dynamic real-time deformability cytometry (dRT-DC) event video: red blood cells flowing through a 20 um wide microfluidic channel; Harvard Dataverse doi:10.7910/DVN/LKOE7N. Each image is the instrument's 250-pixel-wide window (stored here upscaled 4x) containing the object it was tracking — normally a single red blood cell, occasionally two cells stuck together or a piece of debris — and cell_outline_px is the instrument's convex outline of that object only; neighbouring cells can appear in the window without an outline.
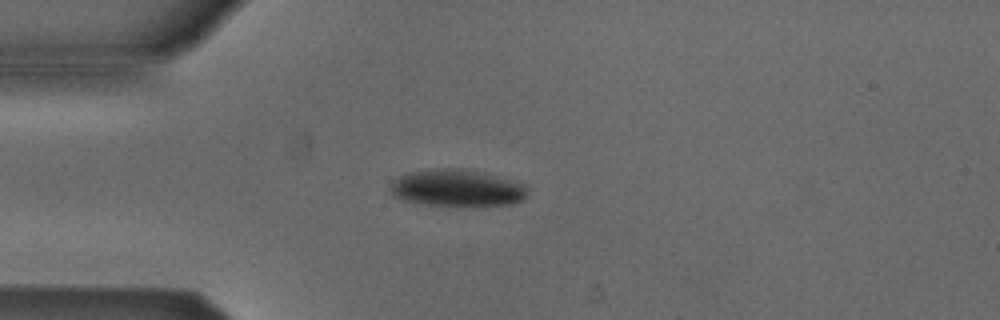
{"species": "Egyptian fruit bat (a non-hibernating species)", "species_latin": "Rousettus aegyptiacus", "temperature_condition": "cold", "stored_images_in_passage": 40, "camera_frame_rate_fps": 3000, "um_per_image_px": 0.085, "animal": {"sex": "male"}, "frame": {"image": 1, "passage_image": 1, "time_ms": 0.0, "image_size_px": [1000, 320], "cell_outline_px": [[528, 192], [524, 200], [512, 204], [432, 204], [404, 200], [396, 196], [392, 192], [392, 184], [400, 176], [408, 172], [436, 168], [468, 168], [484, 172], [524, 184]], "centroid_in_image_um": [38.9, 15.94], "position_along_channel_um": 46.1, "area_um2": 28.78}}
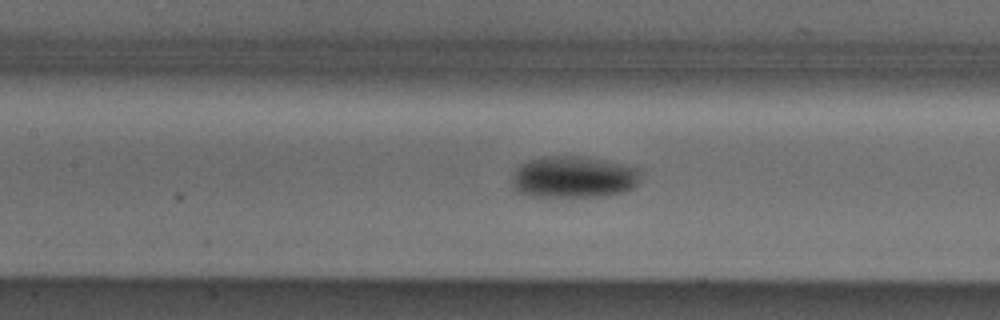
{"frame": {"image": 2, "passage_image": 11, "time_ms": 3.333, "image_size_px": [1000, 320], "cell_outline_px": [[644, 168], [640, 180], [632, 188], [624, 192], [604, 196], [532, 196], [520, 192], [516, 188], [512, 180], [516, 168], [520, 164], [528, 160], [540, 156], [580, 156], [604, 160]], "centroid_in_image_um": [48.83, 15.03], "position_along_channel_um": 158.6, "area_um2": 31.5}}
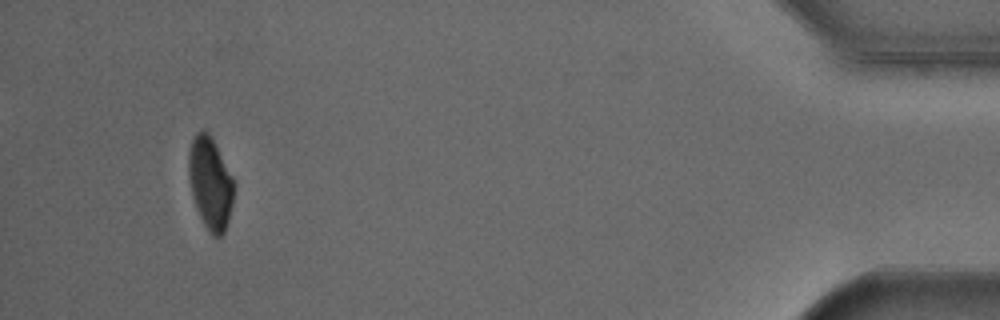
{"frame": {"image": 3, "passage_image": 37, "time_ms": 12.0, "image_size_px": [1000, 320], "cell_outline_px": [[236, 188], [228, 220], [224, 232], [216, 240], [208, 232], [196, 208], [192, 196], [188, 176], [188, 152], [192, 140], [196, 132], [200, 128], [208, 132], [232, 176], [236, 184]], "centroid_in_image_um": [17.87, 15.59], "position_along_channel_um": 417.3, "area_um2": 24.57}, "authors_computed_cell_mechanics": {"area_um2": 29.3335, "velocity_mm_per_s": 3.8611, "shape_relaxation_time_tau1_ms": 3.8237, "shape_relaxation_time_tau2_ms": null, "deformation_change_tau1": 0.1049, "deformation_change_tau2": null}}